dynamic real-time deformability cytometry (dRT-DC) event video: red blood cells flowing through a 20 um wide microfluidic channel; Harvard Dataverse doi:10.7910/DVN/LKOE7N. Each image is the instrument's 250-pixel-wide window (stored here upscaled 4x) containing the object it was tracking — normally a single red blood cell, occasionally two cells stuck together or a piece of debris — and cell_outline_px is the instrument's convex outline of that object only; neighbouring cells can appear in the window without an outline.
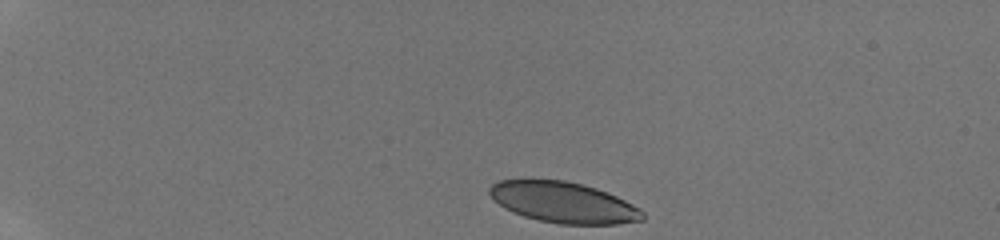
{"species": "human", "species_latin": "Homo sapiens", "temperature_condition": "room temperature", "stored_images_in_passage": 40, "camera_frame_rate_fps": 3000, "um_per_image_px": 0.085, "donor": {"sex": "male"}, "frame": {"image": 1, "passage_image": 1, "time_ms": 0.0, "image_size_px": [1000, 240], "cell_outline_px": [[644, 220], [616, 224], [560, 224], [540, 220], [524, 216], [504, 208], [492, 200], [488, 192], [488, 188], [492, 184], [500, 180], [564, 180], [596, 188], [616, 196], [640, 208], [644, 212]], "centroid_in_image_um": [47.88, 17.21], "position_along_channel_um": 37.1, "area_um2": 36.3}}
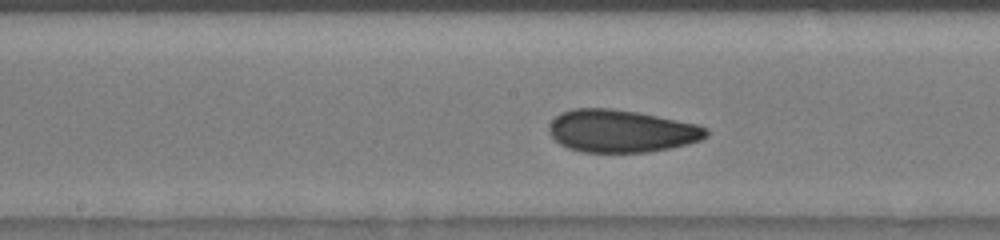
{"frame": {"image": 2, "passage_image": 20, "time_ms": 6.333, "image_size_px": [1000, 240], "cell_outline_px": [[708, 136], [700, 140], [688, 144], [648, 152], [580, 152], [568, 148], [560, 144], [548, 132], [548, 124], [560, 112], [576, 108], [612, 108], [640, 112], [696, 124], [708, 128]], "centroid_in_image_um": [52.79, 11.13], "position_along_channel_um": 195.4, "area_um2": 39.19}}
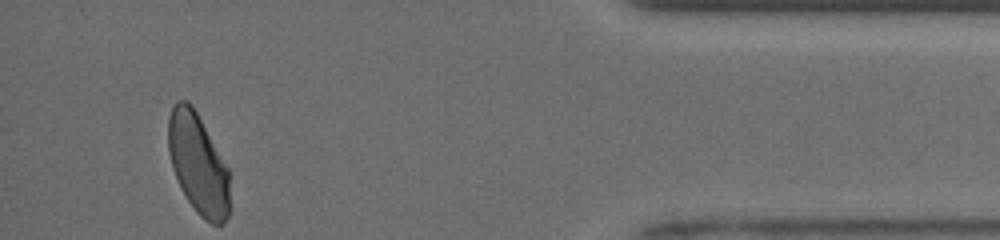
{"frame": {"image": 3, "passage_image": 40, "time_ms": 13.0, "image_size_px": [1000, 240], "cell_outline_px": [[228, 216], [224, 224], [212, 224], [204, 220], [196, 212], [188, 200], [172, 168], [168, 152], [168, 116], [176, 100], [188, 100], [192, 104], [228, 168]], "centroid_in_image_um": [16.81, 13.91], "position_along_channel_um": 418.4, "area_um2": 35.66}, "authors_computed_cell_mechanics": {"area_um2": 38.2636, "velocity_mm_per_s": 3.9626, "shape_relaxation_time_tau1_ms": 4.9679, "shape_relaxation_time_tau2_ms": 1.2607, "deformation_change_tau1": 0.1396, "deformation_change_tau2": 0.0724}}